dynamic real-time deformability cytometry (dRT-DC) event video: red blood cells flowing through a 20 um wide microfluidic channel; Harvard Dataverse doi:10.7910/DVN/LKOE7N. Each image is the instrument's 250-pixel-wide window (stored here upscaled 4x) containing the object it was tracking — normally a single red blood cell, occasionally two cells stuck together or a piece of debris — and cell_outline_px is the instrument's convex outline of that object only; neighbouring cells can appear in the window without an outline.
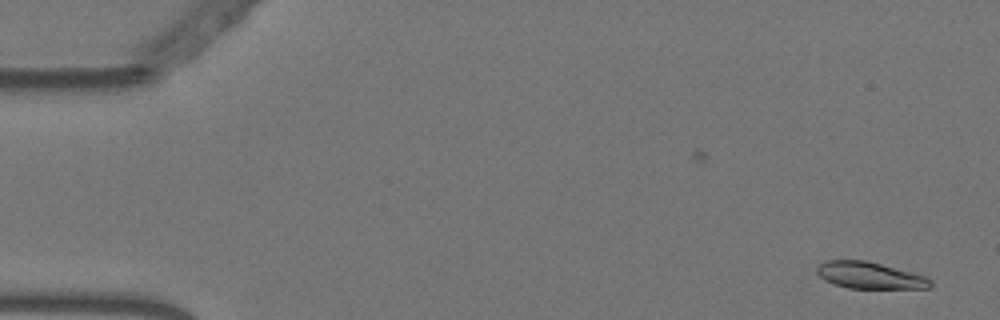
{"species": "Egyptian fruit bat (a non-hibernating species)", "species_latin": "Rousettus aegyptiacus", "temperature_condition": "warm", "stored_images_in_passage": 56, "camera_frame_rate_fps": 3000, "um_per_image_px": 0.085, "animal": {"sex": "female"}, "frame": {"image": 1, "passage_image": 2, "time_ms": 0.333, "image_size_px": [1000, 320], "cell_outline_px": [[932, 284], [928, 288], [848, 288], [824, 280], [816, 272], [816, 268], [820, 264], [828, 260], [864, 260], [880, 264], [924, 276], [932, 280]], "centroid_in_image_um": [73.9, 23.41], "position_along_channel_um": 11.1, "area_um2": 17.28}}
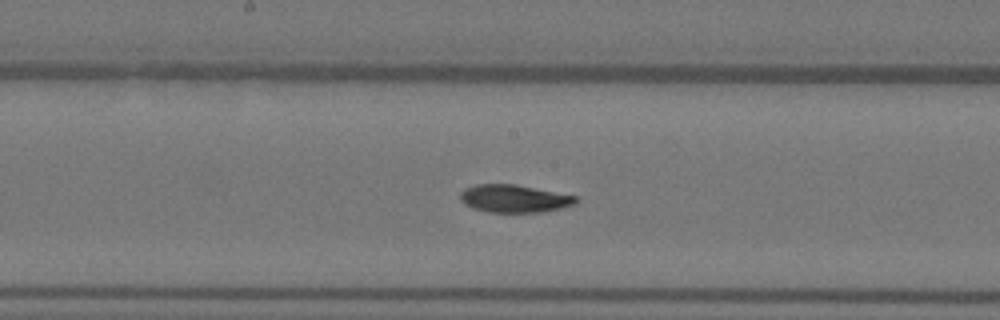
{"frame": {"image": 2, "passage_image": 29, "time_ms": 9.333, "image_size_px": [1000, 320], "cell_outline_px": [[580, 200], [576, 204], [560, 208], [540, 212], [488, 212], [472, 208], [464, 204], [460, 200], [460, 192], [464, 188], [476, 184], [512, 184], [576, 196]], "centroid_in_image_um": [43.67, 16.88], "position_along_channel_um": 204.5, "area_um2": 18.61}}
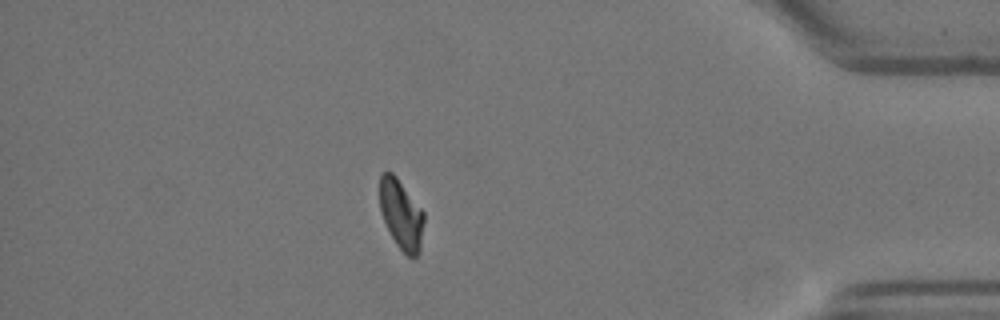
{"frame": {"image": 3, "passage_image": 49, "time_ms": 16.0, "image_size_px": [1000, 320], "cell_outline_px": [[424, 220], [420, 252], [416, 256], [408, 256], [396, 244], [380, 212], [380, 176], [384, 172], [392, 172], [396, 176], [424, 212]], "centroid_in_image_um": [34.11, 18.22], "position_along_channel_um": 401.1, "area_um2": 17.74}, "authors_computed_cell_mechanics": {"area_um2": 18.8139, "velocity_mm_per_s": 3.566, "shape_relaxation_time_tau1_ms": 5.9206, "shape_relaxation_time_tau2_ms": 5.1448, "deformation_change_tau1": 0.1849, "deformation_change_tau2": 0.082}}